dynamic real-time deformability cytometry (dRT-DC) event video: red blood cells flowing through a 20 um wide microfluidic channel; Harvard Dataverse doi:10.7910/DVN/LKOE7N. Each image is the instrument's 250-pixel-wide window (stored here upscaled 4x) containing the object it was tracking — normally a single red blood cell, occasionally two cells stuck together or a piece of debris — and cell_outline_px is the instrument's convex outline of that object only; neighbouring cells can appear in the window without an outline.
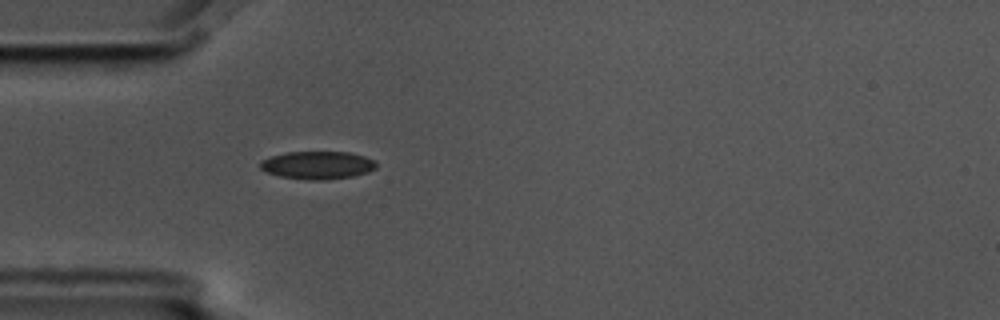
{"species": "common noctule bat (a hibernating species)", "species_latin": "Nyctalus noctula", "temperature_condition": "cold", "stored_images_in_passage": 1, "camera_frame_rate_fps": 3000, "um_per_image_px": 0.085, "animal": {"sex": "male", "body_mass_g": 17.5, "forearm_length_mm": 52.3}, "frame": {"image": 1, "passage_image": 1, "time_ms": 0.0, "image_size_px": [1000, 320], "cell_outline_px": [[376, 168], [368, 172], [352, 176], [324, 180], [308, 180], [280, 176], [268, 172], [260, 168], [260, 160], [272, 156], [288, 152], [348, 152], [364, 156], [376, 160]], "centroid_in_image_um": [27.01, 14.03], "position_along_channel_um": 58.0, "area_um2": 18.79}}